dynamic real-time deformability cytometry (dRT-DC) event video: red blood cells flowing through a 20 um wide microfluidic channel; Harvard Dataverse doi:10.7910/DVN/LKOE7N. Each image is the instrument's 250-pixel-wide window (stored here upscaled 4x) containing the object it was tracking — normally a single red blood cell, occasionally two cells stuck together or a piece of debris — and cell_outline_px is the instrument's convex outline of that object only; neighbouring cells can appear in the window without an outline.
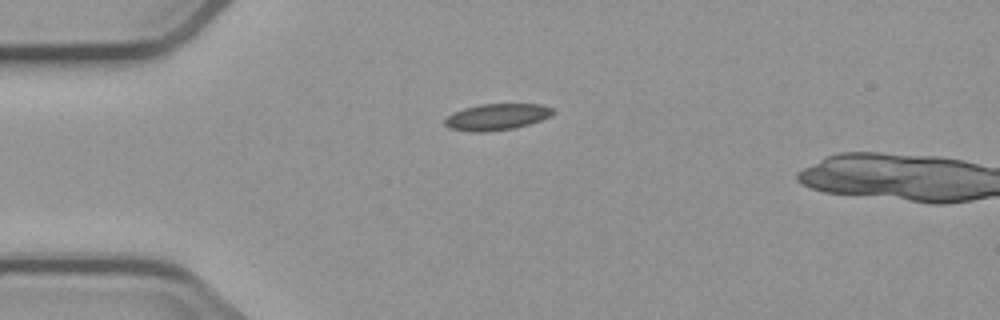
{"species": "common noctule bat (a hibernating species)", "species_latin": "Nyctalus noctula", "temperature_condition": "cold", "stored_images_in_passage": 6, "camera_frame_rate_fps": 3000, "um_per_image_px": 0.085, "animal": {"sex": "male", "body_mass_g": 23.1, "forearm_length_mm": 52.7}, "frame": {"image": 1, "passage_image": 1, "time_ms": 0.0, "image_size_px": [1000, 320], "cell_outline_px": [[556, 112], [552, 116], [528, 124], [512, 128], [484, 132], [468, 132], [448, 128], [444, 124], [444, 120], [452, 112], [464, 108], [480, 104], [540, 104], [552, 108]], "centroid_in_image_um": [42.2, 9.93], "position_along_channel_um": 42.8, "area_um2": 16.7}}
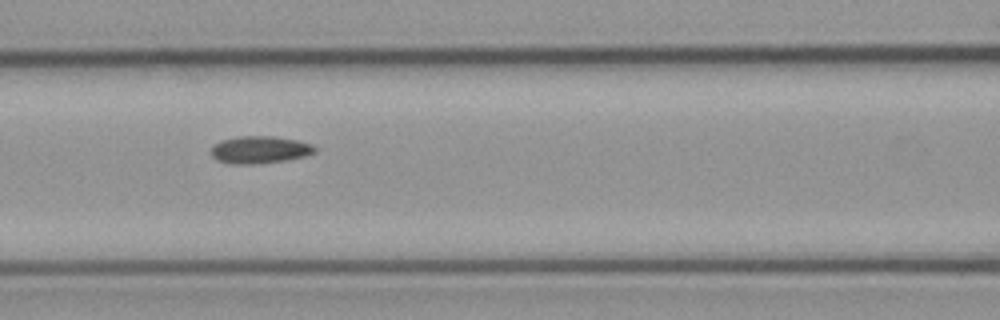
{"frame": {"image": 2, "passage_image": 4, "time_ms": 3.333, "image_size_px": [1000, 320], "cell_outline_px": [[316, 152], [304, 156], [284, 160], [252, 164], [228, 164], [216, 160], [212, 156], [212, 144], [220, 140], [240, 136], [276, 136], [300, 140], [312, 144], [316, 148]], "centroid_in_image_um": [22.06, 12.71], "position_along_channel_um": 144.5, "area_um2": 16.7}}
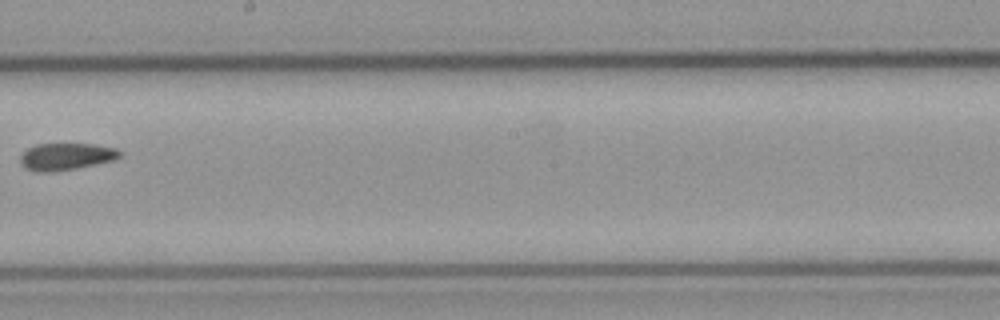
{"frame": {"image": 3, "passage_image": 6, "time_ms": 6.0, "image_size_px": [1000, 320], "cell_outline_px": [[120, 156], [116, 160], [76, 168], [48, 172], [36, 172], [24, 168], [20, 164], [20, 156], [28, 148], [36, 144], [96, 144], [116, 148], [120, 152]], "centroid_in_image_um": [5.6, 13.31], "position_along_channel_um": 242.6, "area_um2": 15.72}}